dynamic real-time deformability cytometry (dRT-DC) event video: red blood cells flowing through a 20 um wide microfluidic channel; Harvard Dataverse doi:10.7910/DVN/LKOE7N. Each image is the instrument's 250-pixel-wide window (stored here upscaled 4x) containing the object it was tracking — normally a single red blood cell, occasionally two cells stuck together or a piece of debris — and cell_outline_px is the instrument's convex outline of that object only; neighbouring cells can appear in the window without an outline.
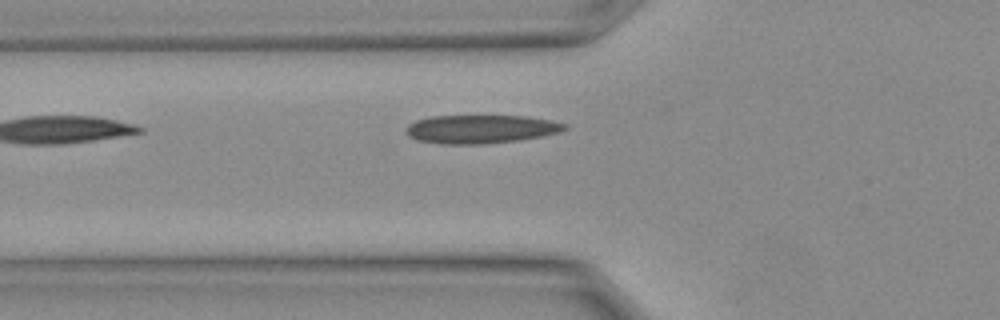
{"species": "Egyptian fruit bat (a non-hibernating species)", "species_latin": "Rousettus aegyptiacus", "temperature_condition": "warm", "stored_images_in_passage": 7, "camera_frame_rate_fps": 3000, "um_per_image_px": 0.085, "animal": {"sex": "female"}, "frame": {"image": 1, "passage_image": 7, "time_ms": 2.0, "image_size_px": [1000, 320], "cell_outline_px": [[568, 128], [560, 132], [520, 140], [484, 144], [440, 144], [416, 140], [408, 136], [404, 132], [404, 128], [408, 124], [416, 120], [432, 116], [528, 116], [548, 120], [564, 124]], "centroid_in_image_um": [40.79, 10.98], "position_along_channel_um": 85.0, "area_um2": 26.41}}